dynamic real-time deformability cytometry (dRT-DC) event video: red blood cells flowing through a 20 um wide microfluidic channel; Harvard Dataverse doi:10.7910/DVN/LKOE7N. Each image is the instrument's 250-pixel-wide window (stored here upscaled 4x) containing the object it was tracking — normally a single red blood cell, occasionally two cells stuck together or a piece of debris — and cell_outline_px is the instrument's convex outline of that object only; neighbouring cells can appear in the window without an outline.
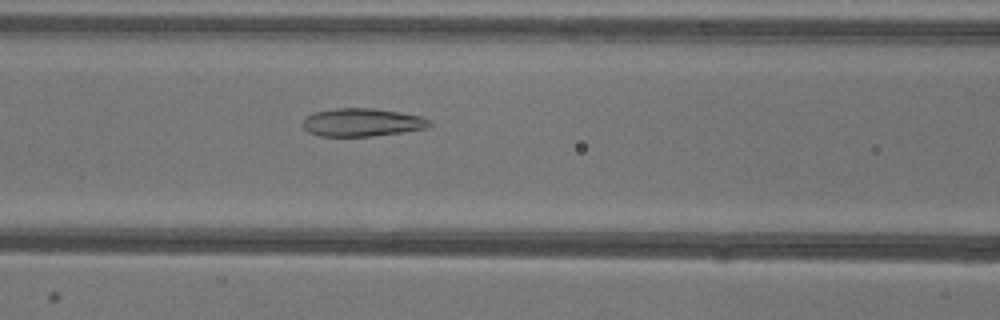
{"species": "common noctule bat (a hibernating species)", "species_latin": "Nyctalus noctula", "temperature_condition": "warm", "stored_images_in_passage": 36, "camera_frame_rate_fps": 3000, "um_per_image_px": 0.085, "animal": {"sex": "female"}, "frame": {"image": 1, "passage_image": 8, "time_ms": 2.333, "image_size_px": [1000, 320], "cell_outline_px": [[432, 124], [428, 128], [372, 136], [320, 136], [308, 132], [304, 128], [304, 120], [312, 112], [336, 108], [372, 108], [400, 112], [420, 116], [432, 120]], "centroid_in_image_um": [30.8, 10.4], "position_along_channel_um": 135.8, "area_um2": 20.69}}
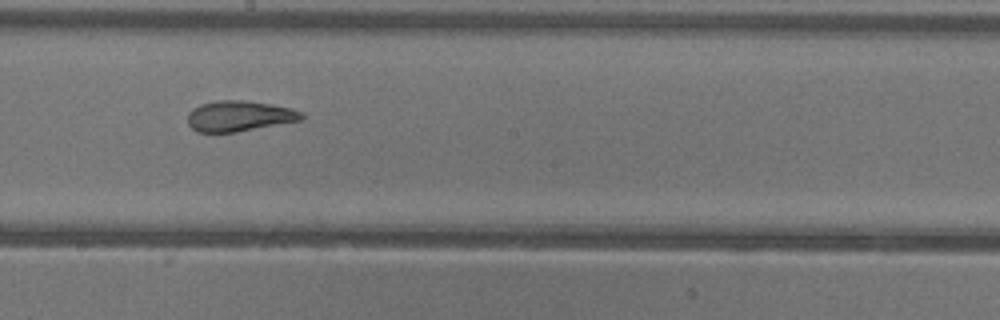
{"frame": {"image": 2, "passage_image": 15, "time_ms": 4.667, "image_size_px": [1000, 320], "cell_outline_px": [[304, 116], [300, 120], [236, 132], [196, 132], [188, 124], [188, 112], [192, 108], [200, 104], [216, 100], [248, 100], [272, 104], [292, 108], [304, 112]], "centroid_in_image_um": [20.32, 9.85], "position_along_channel_um": 227.9, "area_um2": 20.46}}
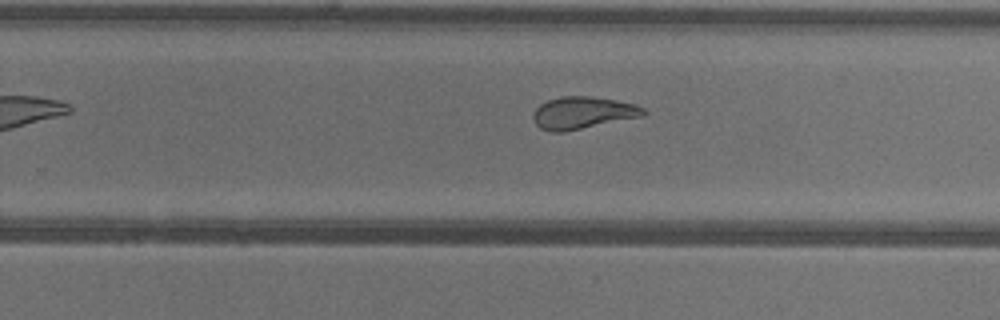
{"frame": {"image": 3, "passage_image": 19, "time_ms": 6.0, "image_size_px": [1000, 320], "cell_outline_px": [[648, 112], [644, 116], [564, 132], [552, 132], [540, 128], [532, 120], [532, 112], [540, 104], [548, 100], [560, 96], [588, 96], [636, 104], [644, 108]], "centroid_in_image_um": [49.52, 9.6], "position_along_channel_um": 280.3, "area_um2": 20.81}, "authors_computed_cell_mechanics": {"area_um2": 22.0796, "velocity_mm_per_s": 3.941, "shape_relaxation_time_tau1_ms": null, "shape_relaxation_time_tau2_ms": 1.4653, "deformation_change_tau1": null, "deformation_change_tau2": 0.0927}}